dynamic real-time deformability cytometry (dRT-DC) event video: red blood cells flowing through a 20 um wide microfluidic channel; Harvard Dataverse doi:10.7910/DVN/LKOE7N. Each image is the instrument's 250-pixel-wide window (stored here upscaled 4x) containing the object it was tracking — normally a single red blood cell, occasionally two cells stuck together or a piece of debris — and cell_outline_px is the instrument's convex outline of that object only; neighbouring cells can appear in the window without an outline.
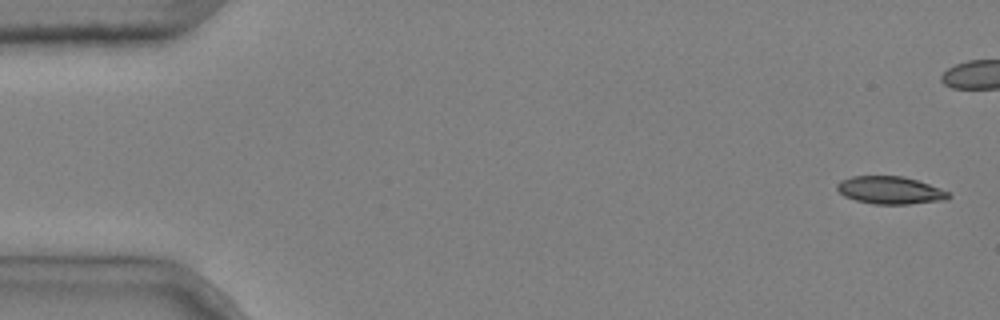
{"species": "common noctule bat (a hibernating species)", "species_latin": "Nyctalus noctula", "temperature_condition": "cold", "stored_images_in_passage": 6, "camera_frame_rate_fps": 3000, "um_per_image_px": 0.085, "animal": {"sex": "male", "body_mass_g": 20.4}, "frame": {"image": 1, "passage_image": 1, "time_ms": 0.0, "image_size_px": [1000, 320], "cell_outline_px": [[952, 196], [948, 200], [908, 204], [872, 204], [856, 200], [844, 196], [836, 188], [836, 184], [840, 180], [852, 176], [904, 176], [940, 188], [948, 192]], "centroid_in_image_um": [75.66, 16.17], "position_along_channel_um": 9.3, "area_um2": 18.03}}
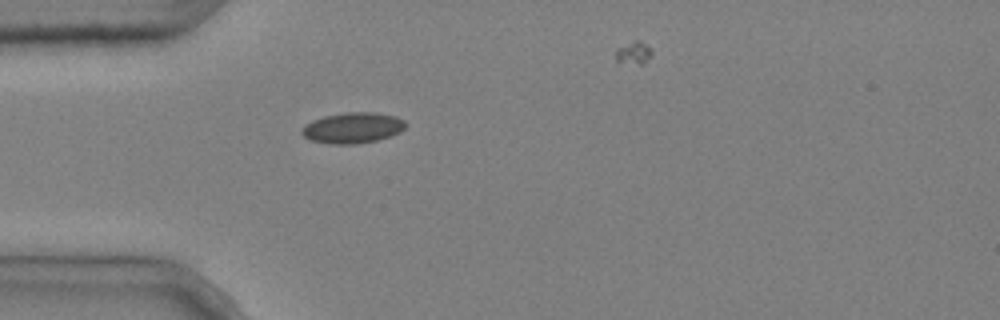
{"frame": {"image": 2, "passage_image": 6, "time_ms": 1.667, "image_size_px": [1000, 320], "cell_outline_px": [[408, 124], [400, 132], [392, 136], [376, 140], [356, 144], [332, 144], [312, 140], [304, 136], [300, 132], [304, 124], [312, 120], [324, 116], [348, 112], [376, 112], [396, 116], [404, 120]], "centroid_in_image_um": [30.0, 10.86], "position_along_channel_um": 55.0, "area_um2": 18.73}}